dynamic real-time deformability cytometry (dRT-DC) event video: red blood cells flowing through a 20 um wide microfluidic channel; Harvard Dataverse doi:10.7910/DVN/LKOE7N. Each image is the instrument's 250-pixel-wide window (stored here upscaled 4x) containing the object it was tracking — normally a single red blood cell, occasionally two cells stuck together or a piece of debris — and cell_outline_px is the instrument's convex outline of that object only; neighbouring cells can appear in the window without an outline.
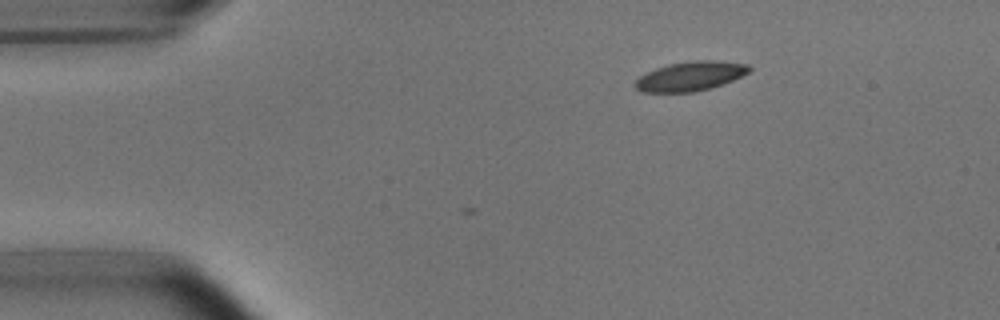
{"species": "common noctule bat (a hibernating species)", "species_latin": "Nyctalus noctula", "temperature_condition": "room temperature", "stored_images_in_passage": 5, "camera_frame_rate_fps": 3000, "um_per_image_px": 0.085, "animal": {"sex": "male", "body_mass_g": 15.6}, "frame": {"image": 1, "passage_image": 5, "time_ms": 1.333, "image_size_px": [1000, 320], "cell_outline_px": [[752, 68], [748, 72], [724, 84], [696, 92], [640, 92], [636, 88], [636, 80], [640, 76], [656, 68], [668, 64], [696, 60], [716, 60], [748, 64]], "centroid_in_image_um": [58.7, 6.47], "position_along_channel_um": 26.3, "area_um2": 19.42}}